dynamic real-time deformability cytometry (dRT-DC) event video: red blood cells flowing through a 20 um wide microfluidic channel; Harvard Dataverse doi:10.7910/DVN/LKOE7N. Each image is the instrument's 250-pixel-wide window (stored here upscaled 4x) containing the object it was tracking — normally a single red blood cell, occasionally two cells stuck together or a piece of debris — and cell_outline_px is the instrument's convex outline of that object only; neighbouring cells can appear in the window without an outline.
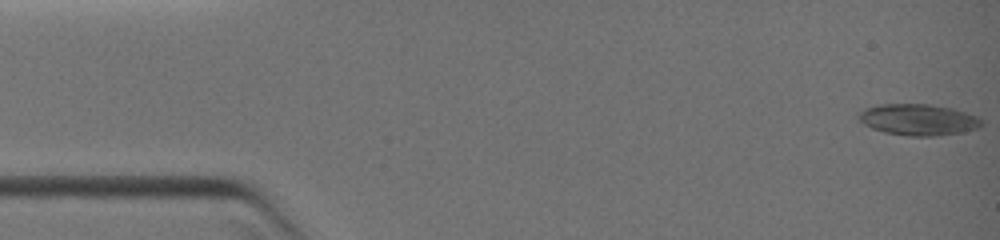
{"species": "common noctule bat (a hibernating species)", "species_latin": "Nyctalus noctula", "temperature_condition": "warm", "stored_images_in_passage": 68, "camera_frame_rate_fps": 3000, "um_per_image_px": 0.085, "animal": {"sex": "female", "body_mass_g": 19.0, "forearm_length_mm": 51.5}, "frame": {"image": 1, "passage_image": 1, "time_ms": 0.0, "image_size_px": [1000, 240], "cell_outline_px": [[980, 124], [976, 128], [956, 132], [932, 136], [912, 136], [884, 132], [872, 128], [864, 124], [860, 120], [860, 112], [868, 108], [880, 104], [928, 104], [952, 108], [976, 116], [980, 120]], "centroid_in_image_um": [78.01, 10.16], "position_along_channel_um": 7.0, "area_um2": 21.68}}
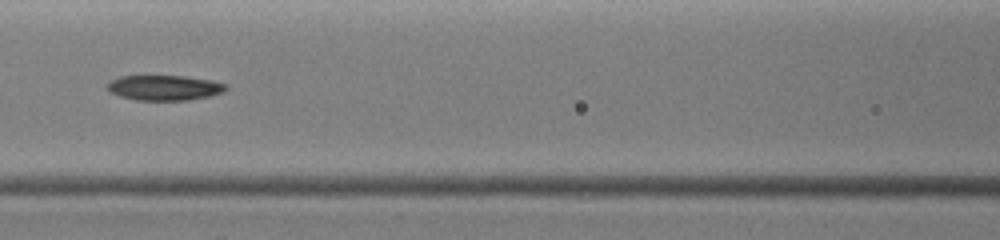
{"frame": {"image": 2, "passage_image": 27, "time_ms": 5.667, "image_size_px": [1000, 240], "cell_outline_px": [[228, 88], [224, 92], [212, 96], [188, 100], [136, 100], [120, 96], [108, 92], [104, 88], [112, 80], [120, 76], [184, 76], [212, 80], [228, 84]], "centroid_in_image_um": [14.0, 7.46], "position_along_channel_um": 152.6, "area_um2": 17.63}}
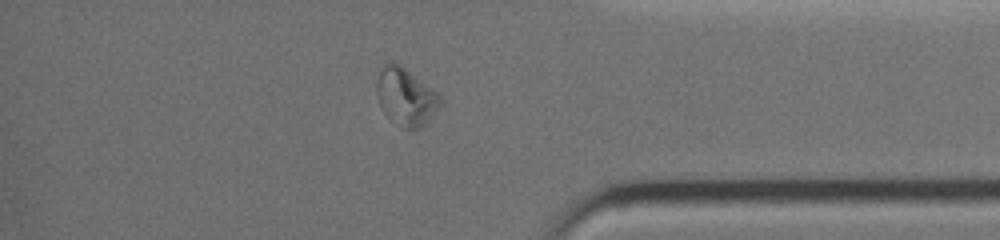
{"frame": {"image": 3, "passage_image": 56, "time_ms": 11.0, "image_size_px": [1000, 240], "cell_outline_px": [[444, 104], [420, 128], [400, 128], [384, 112], [380, 104], [376, 92], [376, 84], [380, 72], [384, 64], [400, 64], [432, 88], [444, 100]], "centroid_in_image_um": [34.53, 8.25], "position_along_channel_um": 400.7, "area_um2": 21.1}}